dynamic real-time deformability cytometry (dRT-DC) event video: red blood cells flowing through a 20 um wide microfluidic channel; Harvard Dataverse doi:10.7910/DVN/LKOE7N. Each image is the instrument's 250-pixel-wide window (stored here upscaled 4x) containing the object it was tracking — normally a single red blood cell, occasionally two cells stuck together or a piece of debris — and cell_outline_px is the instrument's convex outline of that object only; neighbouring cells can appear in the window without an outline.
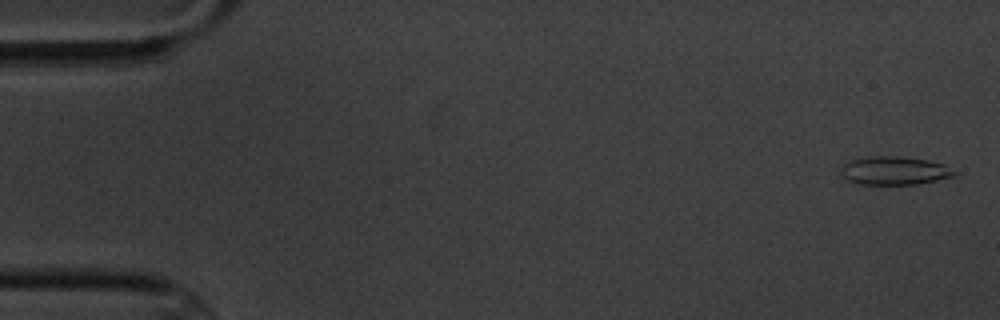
{"species": "common noctule bat (a hibernating species)", "species_latin": "Nyctalus noctula", "temperature_condition": "cold", "stored_images_in_passage": 15, "camera_frame_rate_fps": 3000, "um_per_image_px": 0.085, "animal": {"sex": "male", "body_mass_g": 20.1, "forearm_length_mm": 53.5}, "frame": {"image": 1, "passage_image": 1, "time_ms": 0.0, "image_size_px": [1000, 320], "cell_outline_px": [[956, 172], [952, 176], [936, 180], [916, 184], [860, 184], [848, 180], [840, 176], [840, 164], [848, 160], [868, 156], [900, 156], [928, 160], [944, 164]], "centroid_in_image_um": [75.93, 14.49], "position_along_channel_um": 9.1, "area_um2": 18.9}}
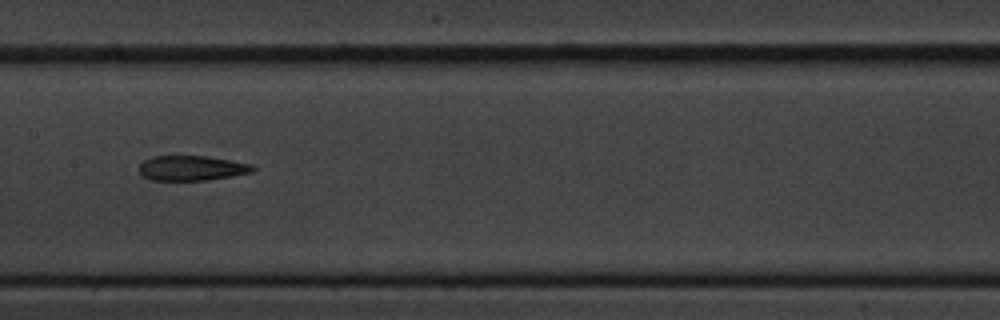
{"frame": {"image": 2, "passage_image": 8, "time_ms": 9.0, "image_size_px": [1000, 320], "cell_outline_px": [[256, 168], [252, 172], [208, 180], [152, 180], [144, 176], [140, 172], [140, 164], [144, 160], [152, 156], [208, 156], [252, 164]], "centroid_in_image_um": [16.31, 14.28], "position_along_channel_um": 191.1, "area_um2": 16.42}}
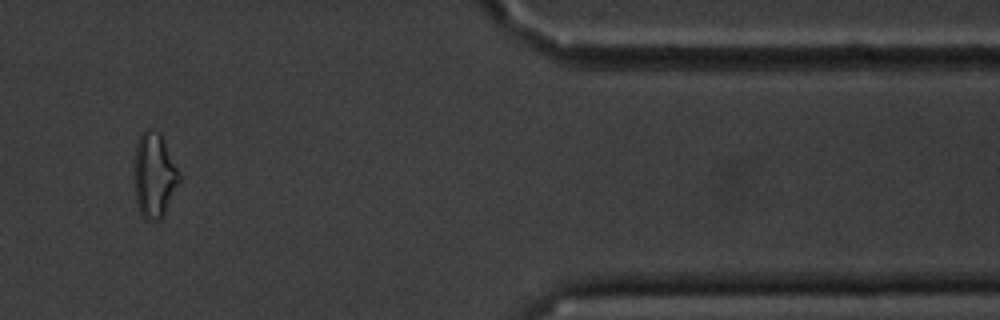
{"frame": {"image": 3, "passage_image": 14, "time_ms": 16.0, "image_size_px": [1000, 320], "cell_outline_px": [[180, 180], [164, 216], [160, 220], [148, 220], [140, 212], [136, 204], [132, 160], [136, 144], [144, 128], [152, 128], [160, 136], [180, 176]], "centroid_in_image_um": [13.05, 14.93], "position_along_channel_um": 398.4, "area_um2": 22.2}, "authors_computed_cell_mechanics": {"area_um2": 17.918, "velocity_mm_per_s": 3.457, "shape_relaxation_time_tau1_ms": 6.5442, "shape_relaxation_time_tau2_ms": 5.61, "deformation_change_tau1": 0.215, "deformation_change_tau2": 0.1775}}